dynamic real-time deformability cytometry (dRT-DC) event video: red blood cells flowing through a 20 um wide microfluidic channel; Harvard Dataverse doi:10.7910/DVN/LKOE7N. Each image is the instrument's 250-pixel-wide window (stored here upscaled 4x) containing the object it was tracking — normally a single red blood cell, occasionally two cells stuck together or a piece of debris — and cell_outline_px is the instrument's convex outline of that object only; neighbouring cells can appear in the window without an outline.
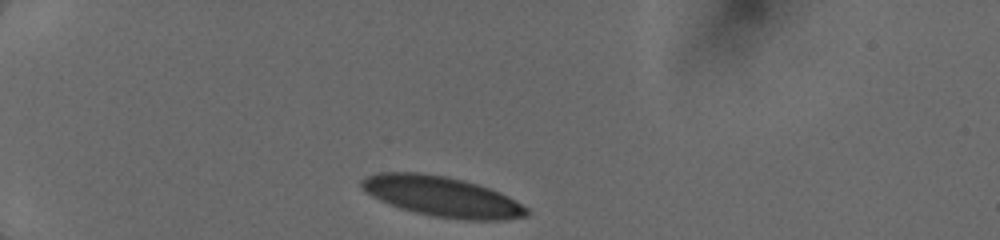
{"species": "human", "species_latin": "Homo sapiens", "temperature_condition": "cold", "stored_images_in_passage": 7, "camera_frame_rate_fps": 3000, "um_per_image_px": 0.085, "donor": {"sex": "female"}, "frame": {"image": 1, "passage_image": 1, "time_ms": 0.0, "image_size_px": [1000, 240], "cell_outline_px": [[528, 216], [504, 220], [464, 220], [432, 216], [400, 208], [388, 204], [364, 192], [360, 188], [360, 180], [376, 172], [420, 172], [448, 176], [464, 180], [500, 192], [516, 200], [528, 208]], "centroid_in_image_um": [37.55, 16.7], "position_along_channel_um": 47.5, "area_um2": 38.96}}